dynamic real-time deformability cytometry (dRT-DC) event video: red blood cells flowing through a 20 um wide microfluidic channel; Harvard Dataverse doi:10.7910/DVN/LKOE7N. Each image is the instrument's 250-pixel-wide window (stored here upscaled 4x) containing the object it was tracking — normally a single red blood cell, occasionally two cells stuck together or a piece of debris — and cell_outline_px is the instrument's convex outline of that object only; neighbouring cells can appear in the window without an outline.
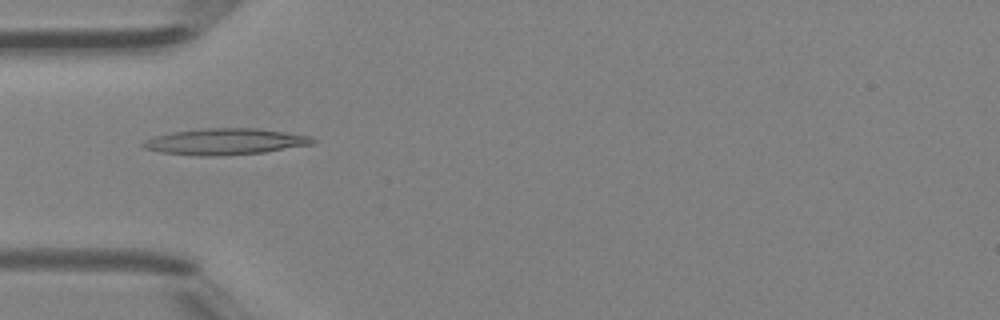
{"species": "Egyptian fruit bat (a non-hibernating species)", "species_latin": "Rousettus aegyptiacus", "temperature_condition": "room temperature", "stored_images_in_passage": 45, "camera_frame_rate_fps": 3000, "um_per_image_px": 0.085, "animal": {"sex": "female"}, "frame": {"image": 1, "passage_image": 14, "time_ms": 4.333, "image_size_px": [1000, 320], "cell_outline_px": [[316, 140], [312, 144], [264, 152], [220, 156], [200, 156], [160, 152], [144, 148], [140, 144], [144, 140], [156, 136], [172, 132], [200, 128], [256, 128], [312, 136]], "centroid_in_image_um": [19.12, 12.03], "position_along_channel_um": 65.9, "area_um2": 25.95}}
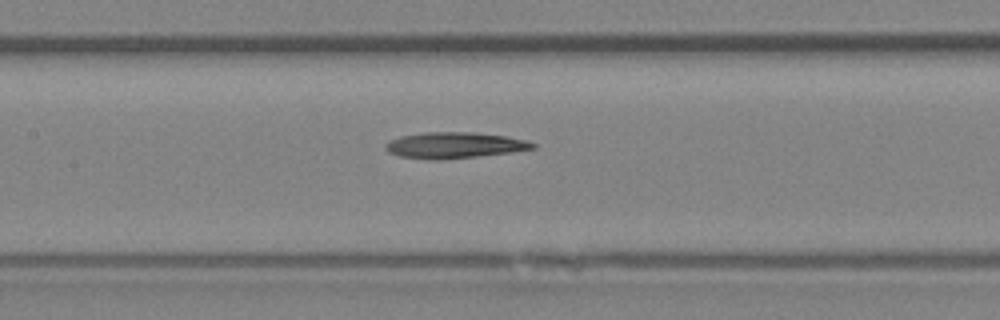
{"frame": {"image": 2, "passage_image": 21, "time_ms": 6.667, "image_size_px": [1000, 320], "cell_outline_px": [[536, 148], [512, 152], [440, 160], [400, 156], [388, 152], [384, 148], [384, 144], [388, 140], [400, 136], [424, 132], [472, 132], [504, 136], [528, 140], [536, 144]], "centroid_in_image_um": [38.6, 12.34], "position_along_channel_um": 168.8, "area_um2": 22.31}}
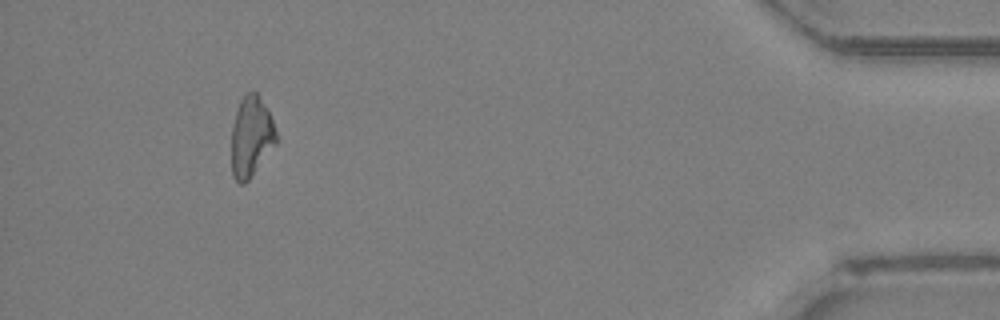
{"frame": {"image": 3, "passage_image": 42, "time_ms": 13.667, "image_size_px": [1000, 320], "cell_outline_px": [[276, 144], [248, 180], [244, 184], [240, 184], [232, 176], [232, 128], [236, 112], [240, 100], [248, 92], [256, 92], [268, 108], [276, 128]], "centroid_in_image_um": [21.36, 11.61], "position_along_channel_um": 413.8, "area_um2": 20.87}, "authors_computed_cell_mechanics": {"area_um2": 22.3108, "velocity_mm_per_s": 4.4503, "shape_relaxation_time_tau1_ms": 5.2615, "shape_relaxation_time_tau2_ms": null, "deformation_change_tau1": 0.1423, "deformation_change_tau2": null}}